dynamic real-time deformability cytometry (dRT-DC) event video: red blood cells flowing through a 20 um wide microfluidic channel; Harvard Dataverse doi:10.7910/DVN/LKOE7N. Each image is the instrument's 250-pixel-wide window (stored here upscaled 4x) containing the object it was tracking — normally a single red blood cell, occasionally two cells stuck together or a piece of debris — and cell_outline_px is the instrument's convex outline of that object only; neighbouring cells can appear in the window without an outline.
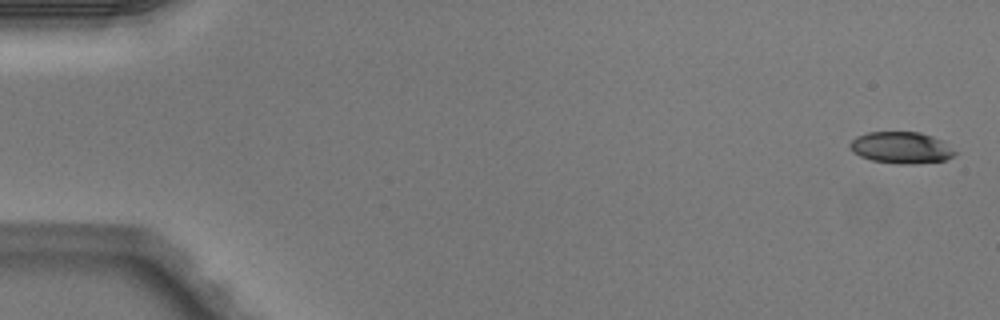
{"species": "Egyptian fruit bat (a non-hibernating species)", "species_latin": "Rousettus aegyptiacus", "temperature_condition": "warm", "stored_images_in_passage": 5, "camera_frame_rate_fps": 3000, "um_per_image_px": 0.085, "animal": {"sex": "male"}, "frame": {"image": 1, "passage_image": 1, "time_ms": 0.0, "image_size_px": [1000, 320], "cell_outline_px": [[956, 152], [952, 156], [944, 160], [916, 164], [900, 164], [872, 160], [860, 156], [852, 152], [848, 144], [856, 136], [868, 132], [920, 132], [932, 136], [940, 140]], "centroid_in_image_um": [76.55, 12.55], "position_along_channel_um": 8.5, "area_um2": 19.19}}
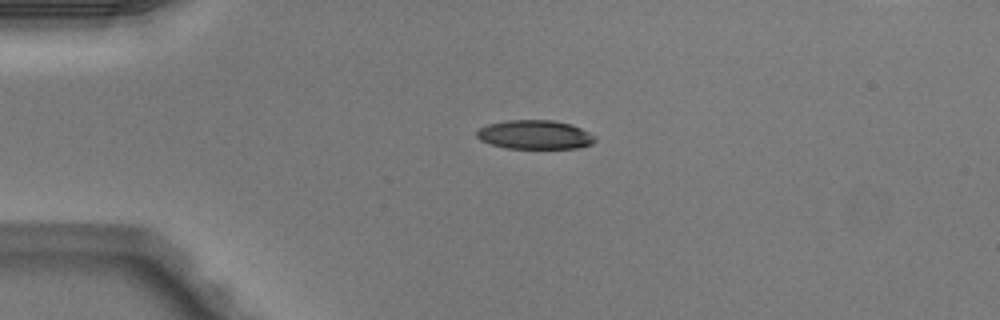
{"frame": {"image": 2, "passage_image": 4, "time_ms": 1.0, "image_size_px": [1000, 320], "cell_outline_px": [[596, 140], [592, 144], [580, 148], [504, 148], [480, 140], [476, 136], [476, 132], [480, 128], [488, 124], [504, 120], [552, 120], [572, 124], [596, 136]], "centroid_in_image_um": [45.48, 11.45], "position_along_channel_um": 39.5, "area_um2": 20.06}}